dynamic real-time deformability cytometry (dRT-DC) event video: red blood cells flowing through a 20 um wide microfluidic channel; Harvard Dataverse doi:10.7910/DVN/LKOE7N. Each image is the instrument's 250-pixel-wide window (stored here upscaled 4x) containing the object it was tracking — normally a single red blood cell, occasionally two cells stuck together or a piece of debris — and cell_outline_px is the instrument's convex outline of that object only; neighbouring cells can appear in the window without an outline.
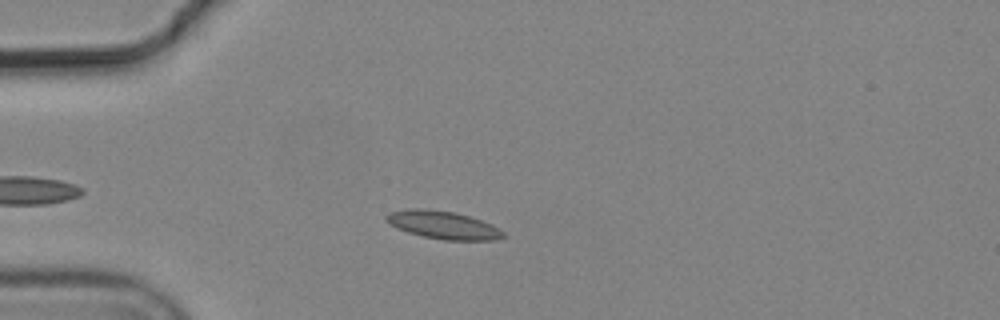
{"species": "common noctule bat (a hibernating species)", "species_latin": "Nyctalus noctula", "temperature_condition": "cold", "stored_images_in_passage": 5, "camera_frame_rate_fps": 3000, "um_per_image_px": 0.085, "animal": {"sex": "male", "body_mass_g": 19.2, "forearm_length_mm": 51.8}, "frame": {"image": 1, "passage_image": 3, "time_ms": 0.667, "image_size_px": [1000, 320], "cell_outline_px": [[504, 236], [496, 240], [444, 240], [424, 236], [408, 232], [396, 228], [384, 220], [384, 216], [388, 212], [408, 208], [424, 208], [452, 212], [468, 216], [492, 224], [504, 232]], "centroid_in_image_um": [37.61, 19.11], "position_along_channel_um": 47.4, "area_um2": 19.02}}
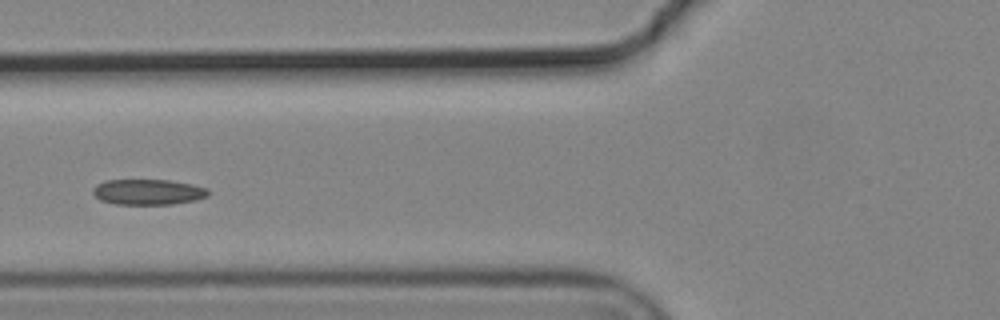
{"frame": {"image": 2, "passage_image": 5, "time_ms": 1.333, "image_size_px": [1000, 320], "cell_outline_px": [[212, 192], [208, 196], [196, 200], [172, 204], [116, 204], [100, 200], [92, 192], [92, 188], [96, 184], [104, 180], [172, 180], [192, 184], [208, 188]], "centroid_in_image_um": [12.61, 16.31], "position_along_channel_um": 113.2, "area_um2": 17.4}}